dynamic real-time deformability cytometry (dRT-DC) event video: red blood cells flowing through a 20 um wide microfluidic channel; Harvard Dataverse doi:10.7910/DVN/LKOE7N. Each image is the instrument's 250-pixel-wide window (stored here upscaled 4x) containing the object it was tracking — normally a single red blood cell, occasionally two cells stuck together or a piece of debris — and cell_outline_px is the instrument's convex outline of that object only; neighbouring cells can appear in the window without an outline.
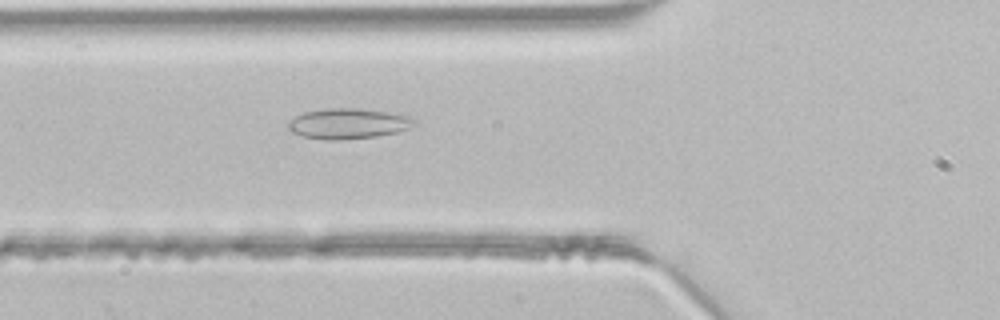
{"species": "common noctule bat (a hibernating species)", "species_latin": "Nyctalus noctula", "temperature_condition": "room temperature", "stored_images_in_passage": 37, "camera_frame_rate_fps": 3000, "um_per_image_px": 0.085, "animal": {"sex": "male", "body_mass_g": 21.5, "forearm_length_mm": 52.0}, "frame": {"image": 1, "passage_image": 7, "time_ms": 2.0, "image_size_px": [1000, 320], "cell_outline_px": [[416, 120], [408, 128], [396, 132], [376, 136], [340, 140], [324, 140], [300, 136], [292, 132], [288, 128], [288, 124], [296, 116], [304, 112], [324, 108], [356, 108], [388, 112], [416, 116]], "centroid_in_image_um": [29.6, 10.5], "position_along_channel_um": 96.2, "area_um2": 22.43}}
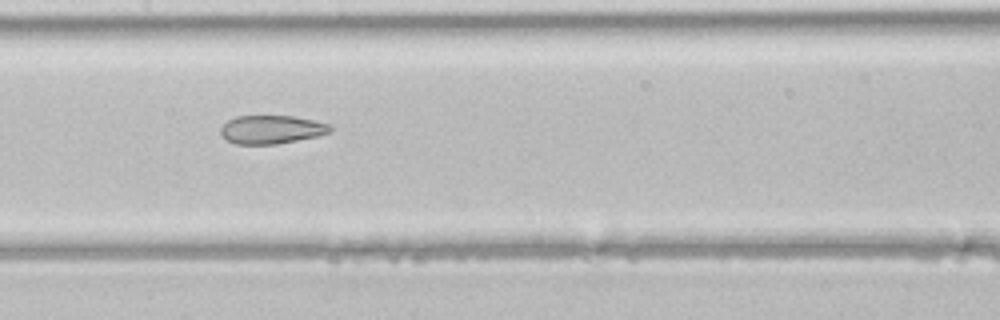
{"frame": {"image": 2, "passage_image": 13, "time_ms": 4.0, "image_size_px": [1000, 320], "cell_outline_px": [[332, 132], [316, 136], [276, 144], [236, 144], [220, 136], [220, 128], [228, 120], [236, 116], [292, 116], [332, 124]], "centroid_in_image_um": [23.07, 11.0], "position_along_channel_um": 184.3, "area_um2": 18.15}}
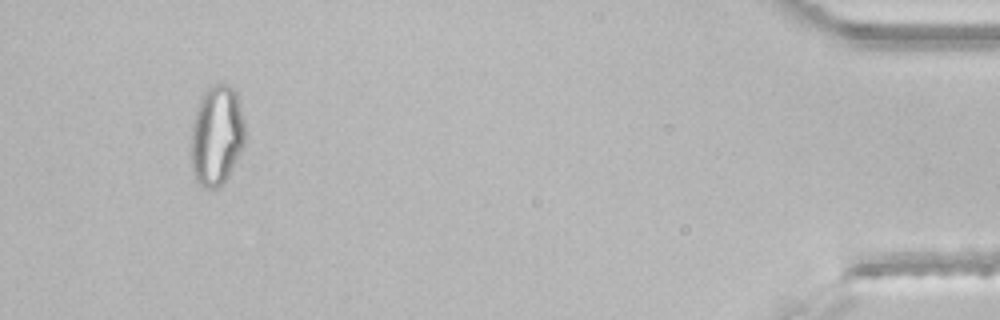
{"frame": {"image": 3, "passage_image": 34, "time_ms": 11.0, "image_size_px": [1000, 320], "cell_outline_px": [[244, 148], [224, 184], [220, 188], [204, 188], [196, 180], [192, 172], [188, 148], [192, 120], [196, 108], [204, 92], [212, 84], [228, 84], [236, 92], [240, 104], [244, 124]], "centroid_in_image_um": [18.37, 11.56], "position_along_channel_um": 416.8, "area_um2": 32.48}}